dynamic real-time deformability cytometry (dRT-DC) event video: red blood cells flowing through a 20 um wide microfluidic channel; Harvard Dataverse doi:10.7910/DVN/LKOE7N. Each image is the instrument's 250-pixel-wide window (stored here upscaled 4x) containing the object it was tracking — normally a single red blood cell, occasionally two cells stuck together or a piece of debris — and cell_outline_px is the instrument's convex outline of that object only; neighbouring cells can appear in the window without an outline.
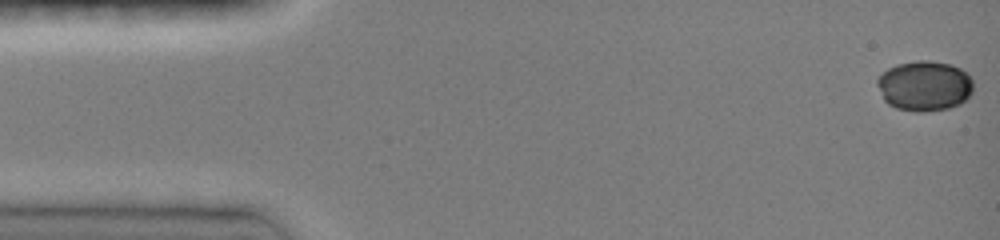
{"species": "common noctule bat (a hibernating species)", "species_latin": "Nyctalus noctula", "temperature_condition": "room temperature", "stored_images_in_passage": 47, "camera_frame_rate_fps": 3000, "um_per_image_px": 0.085, "animal": {"sex": "female", "body_mass_g": 19.0, "forearm_length_mm": 51.5}, "frame": {"image": 1, "passage_image": 1, "time_ms": 0.0, "image_size_px": [1000, 240], "cell_outline_px": [[972, 92], [960, 104], [948, 108], [920, 112], [916, 112], [896, 108], [888, 104], [884, 100], [876, 84], [876, 80], [888, 68], [896, 64], [916, 60], [928, 60], [952, 64], [960, 68], [972, 80]], "centroid_in_image_um": [78.56, 7.29], "position_along_channel_um": 6.4, "area_um2": 28.09}}
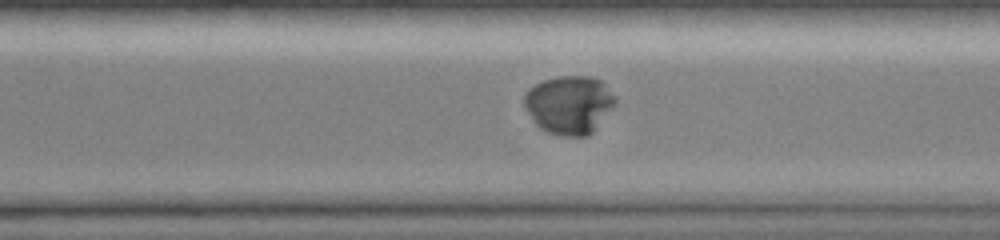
{"frame": {"image": 2, "passage_image": 33, "time_ms": 10.667, "image_size_px": [1000, 240], "cell_outline_px": [[616, 104], [592, 132], [588, 136], [564, 136], [548, 132], [540, 128], [536, 124], [524, 108], [524, 96], [528, 88], [544, 80], [556, 76], [588, 76], [600, 80], [616, 96]], "centroid_in_image_um": [48.38, 8.89], "position_along_channel_um": 322.2, "area_um2": 30.98}}
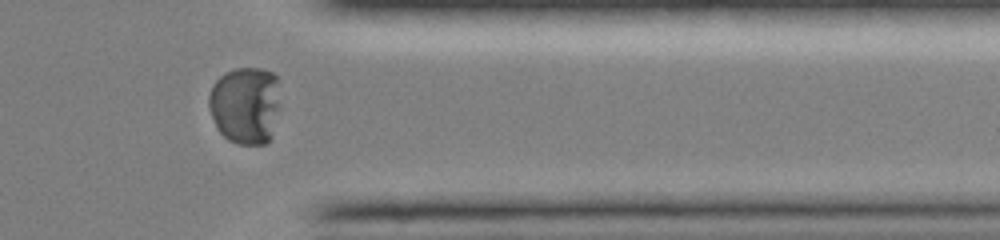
{"frame": {"image": 3, "passage_image": 38, "time_ms": 12.333, "image_size_px": [1000, 240], "cell_outline_px": [[280, 108], [272, 136], [268, 144], [236, 144], [228, 140], [216, 128], [208, 104], [208, 96], [212, 84], [224, 72], [236, 68], [260, 68], [272, 72], [276, 76], [280, 104]], "centroid_in_image_um": [20.86, 8.94], "position_along_channel_um": 390.5, "area_um2": 32.89}}